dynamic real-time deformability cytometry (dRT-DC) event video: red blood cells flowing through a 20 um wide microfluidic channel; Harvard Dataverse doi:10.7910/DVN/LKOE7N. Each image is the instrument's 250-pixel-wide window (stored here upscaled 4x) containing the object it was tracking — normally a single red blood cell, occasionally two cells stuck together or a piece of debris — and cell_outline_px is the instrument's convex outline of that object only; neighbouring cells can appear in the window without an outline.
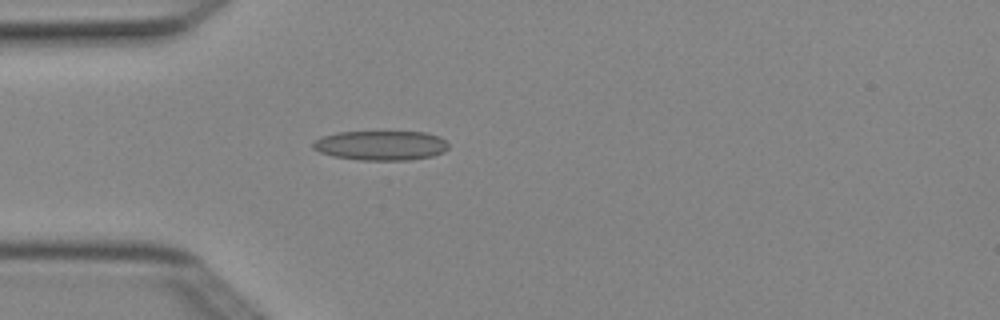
{"species": "Egyptian fruit bat (a non-hibernating species)", "species_latin": "Rousettus aegyptiacus", "temperature_condition": "cold", "stored_images_in_passage": 3, "camera_frame_rate_fps": 3000, "um_per_image_px": 0.085, "animal": {"sex": "female"}, "frame": {"image": 1, "passage_image": 3, "time_ms": 0.667, "image_size_px": [1000, 320], "cell_outline_px": [[448, 148], [444, 152], [432, 156], [408, 160], [360, 160], [332, 156], [320, 152], [312, 148], [312, 144], [320, 136], [340, 132], [424, 132], [440, 136], [448, 144]], "centroid_in_image_um": [32.37, 12.36], "position_along_channel_um": 52.6, "area_um2": 23.41}}